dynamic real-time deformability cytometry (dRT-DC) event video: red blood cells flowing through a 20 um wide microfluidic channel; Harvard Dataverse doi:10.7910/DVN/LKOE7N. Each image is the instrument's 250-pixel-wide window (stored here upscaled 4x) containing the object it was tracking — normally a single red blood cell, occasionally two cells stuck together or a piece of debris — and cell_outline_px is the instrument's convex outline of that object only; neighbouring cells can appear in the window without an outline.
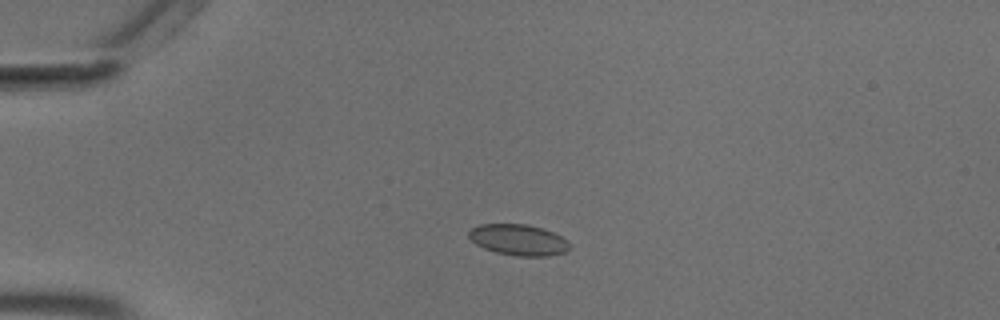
{"species": "common noctule bat (a hibernating species)", "species_latin": "Nyctalus noctula", "temperature_condition": "cold", "stored_images_in_passage": 47, "camera_frame_rate_fps": 3000, "um_per_image_px": 0.085, "animal": {"sex": "male", "body_mass_g": 18.8}, "frame": {"image": 1, "passage_image": 5, "time_ms": 1.333, "image_size_px": [1000, 320], "cell_outline_px": [[568, 248], [564, 252], [548, 256], [516, 256], [496, 252], [484, 248], [476, 244], [468, 236], [468, 232], [472, 228], [480, 224], [528, 224], [552, 232], [568, 240]], "centroid_in_image_um": [44.04, 20.38], "position_along_channel_um": 41.0, "area_um2": 18.03}}
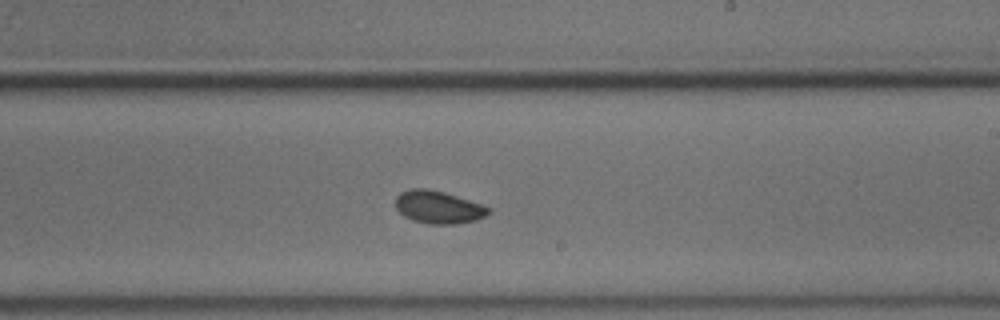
{"frame": {"image": 2, "passage_image": 25, "time_ms": 8.0, "image_size_px": [1000, 320], "cell_outline_px": [[492, 212], [476, 220], [456, 224], [428, 224], [412, 220], [404, 216], [396, 208], [396, 196], [400, 192], [412, 188], [428, 188], [444, 192], [484, 204], [492, 208]], "centroid_in_image_um": [37.29, 17.6], "position_along_channel_um": 251.7, "area_um2": 17.98}}
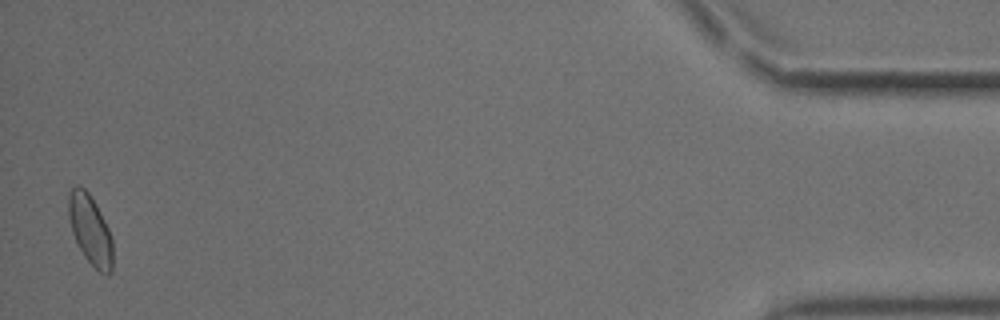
{"frame": {"image": 3, "passage_image": 46, "time_ms": 15.0, "image_size_px": [1000, 320], "cell_outline_px": [[112, 272], [108, 276], [104, 276], [84, 256], [72, 232], [68, 216], [68, 192], [76, 184], [80, 184], [88, 192], [96, 204], [112, 236]], "centroid_in_image_um": [7.67, 19.51], "position_along_channel_um": 427.5, "area_um2": 18.03}, "authors_computed_cell_mechanics": {"area_um2": 17.5712, "velocity_mm_per_s": 3.666, "shape_relaxation_time_tau1_ms": null, "shape_relaxation_time_tau2_ms": 1.4758, "deformation_change_tau1": null, "deformation_change_tau2": 0.039}}